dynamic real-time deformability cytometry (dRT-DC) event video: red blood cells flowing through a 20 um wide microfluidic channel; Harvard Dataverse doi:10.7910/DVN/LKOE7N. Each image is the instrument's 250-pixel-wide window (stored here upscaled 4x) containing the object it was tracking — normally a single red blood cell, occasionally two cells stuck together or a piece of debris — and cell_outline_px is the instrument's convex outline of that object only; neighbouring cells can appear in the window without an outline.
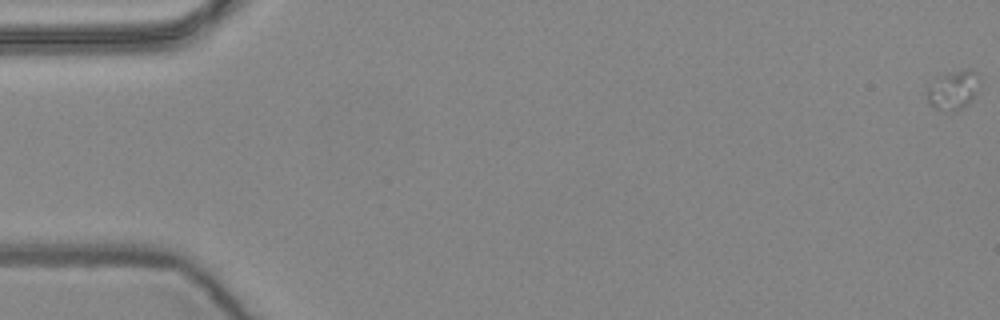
{"species": "common noctule bat (a hibernating species)", "species_latin": "Nyctalus noctula", "temperature_condition": "warm", "stored_images_in_passage": 18, "camera_frame_rate_fps": 3000, "um_per_image_px": 0.085, "animal": {"sex": "female", "body_mass_g": 24.6, "forearm_length_mm": 56.2}, "frame": {"image": 1, "passage_image": 1, "time_ms": 0.0, "image_size_px": [1000, 320], "cell_outline_px": [[980, 80], [976, 92], [972, 100], [968, 104], [952, 112], [940, 112], [928, 104], [924, 96], [924, 92], [944, 72], [972, 68], [976, 72]], "centroid_in_image_um": [80.98, 7.67], "position_along_channel_um": 4.0, "area_um2": 12.43}}